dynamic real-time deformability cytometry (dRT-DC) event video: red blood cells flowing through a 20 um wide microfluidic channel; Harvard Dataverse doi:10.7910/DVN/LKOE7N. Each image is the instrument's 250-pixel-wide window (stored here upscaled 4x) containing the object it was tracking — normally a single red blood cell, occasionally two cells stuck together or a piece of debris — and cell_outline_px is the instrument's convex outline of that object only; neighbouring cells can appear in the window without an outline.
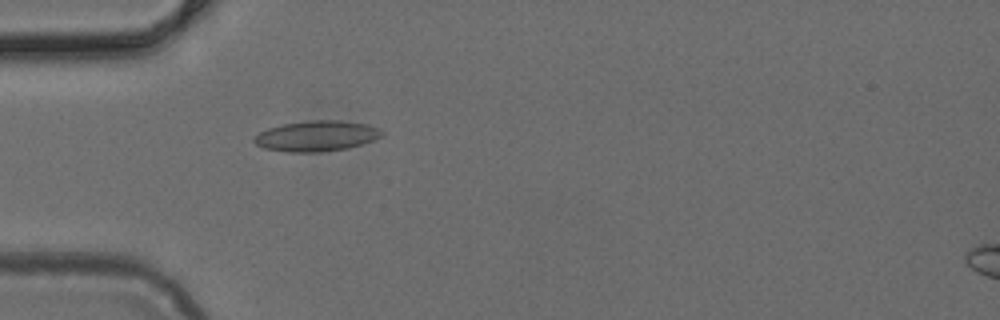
{"species": "common noctule bat (a hibernating species)", "species_latin": "Nyctalus noctula", "temperature_condition": "cold", "stored_images_in_passage": 5, "camera_frame_rate_fps": 3000, "um_per_image_px": 0.085, "animal": {"sex": "female", "body_mass_g": 24.6, "forearm_length_mm": 56.2}, "frame": {"image": 1, "passage_image": 4, "time_ms": 1.0, "image_size_px": [1000, 320], "cell_outline_px": [[384, 136], [348, 148], [320, 152], [288, 152], [264, 148], [256, 144], [252, 140], [260, 132], [268, 128], [284, 124], [308, 120], [340, 120], [368, 124], [380, 128], [384, 132]], "centroid_in_image_um": [26.94, 11.55], "position_along_channel_um": 58.1, "area_um2": 22.77}}